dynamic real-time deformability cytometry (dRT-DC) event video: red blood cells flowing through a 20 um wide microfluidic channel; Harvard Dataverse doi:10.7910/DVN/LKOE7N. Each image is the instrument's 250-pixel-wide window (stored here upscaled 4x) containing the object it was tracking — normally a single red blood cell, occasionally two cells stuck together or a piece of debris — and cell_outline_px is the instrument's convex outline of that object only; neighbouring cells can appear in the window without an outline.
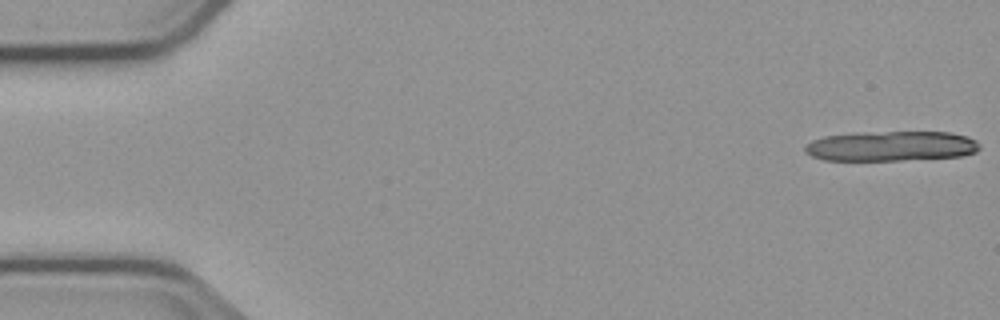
{"species": "common noctule bat (a hibernating species)", "species_latin": "Nyctalus noctula", "temperature_condition": "cold", "stored_images_in_passage": 7, "camera_frame_rate_fps": 3000, "um_per_image_px": 0.085, "animal": {"sex": "male", "body_mass_g": 23.1, "forearm_length_mm": 52.7}, "frame": {"image": 1, "passage_image": 1, "time_ms": 0.0, "image_size_px": [1000, 320], "cell_outline_px": [[980, 148], [976, 152], [964, 156], [900, 160], [824, 160], [812, 156], [804, 152], [804, 148], [812, 140], [824, 136], [856, 132], [948, 132], [968, 136], [976, 140], [980, 144]], "centroid_in_image_um": [75.77, 12.41], "position_along_channel_um": 9.2, "area_um2": 30.75}}
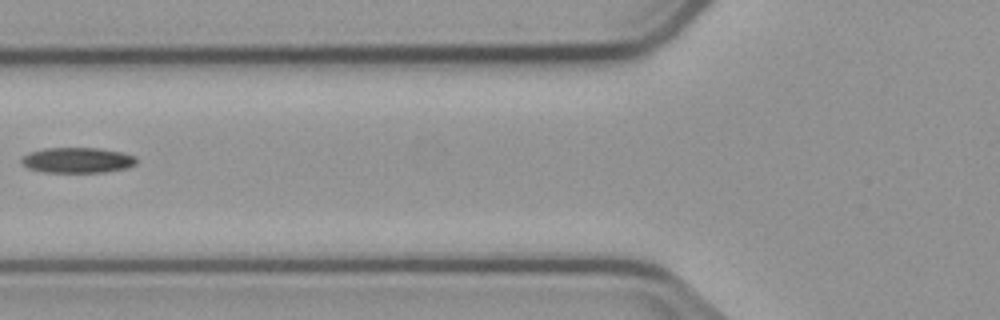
{"frame": {"image": 2, "passage_image": 6, "time_ms": 7.0, "image_size_px": [1000, 320], "cell_outline_px": [[136, 164], [128, 168], [104, 172], [40, 172], [28, 168], [20, 160], [24, 156], [32, 152], [44, 148], [100, 148], [124, 152], [136, 156]], "centroid_in_image_um": [6.63, 13.62], "position_along_channel_um": 119.2, "area_um2": 17.11}}
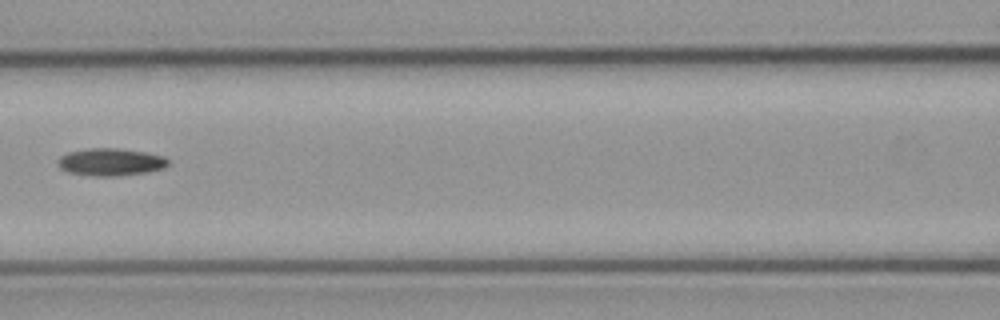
{"frame": {"image": 3, "passage_image": 7, "time_ms": 8.0, "image_size_px": [1000, 320], "cell_outline_px": [[168, 164], [164, 168], [148, 172], [120, 176], [96, 176], [68, 172], [60, 168], [56, 164], [56, 160], [60, 156], [68, 152], [88, 148], [116, 148], [144, 152], [164, 156], [168, 160]], "centroid_in_image_um": [9.38, 13.77], "position_along_channel_um": 157.2, "area_um2": 17.74}}